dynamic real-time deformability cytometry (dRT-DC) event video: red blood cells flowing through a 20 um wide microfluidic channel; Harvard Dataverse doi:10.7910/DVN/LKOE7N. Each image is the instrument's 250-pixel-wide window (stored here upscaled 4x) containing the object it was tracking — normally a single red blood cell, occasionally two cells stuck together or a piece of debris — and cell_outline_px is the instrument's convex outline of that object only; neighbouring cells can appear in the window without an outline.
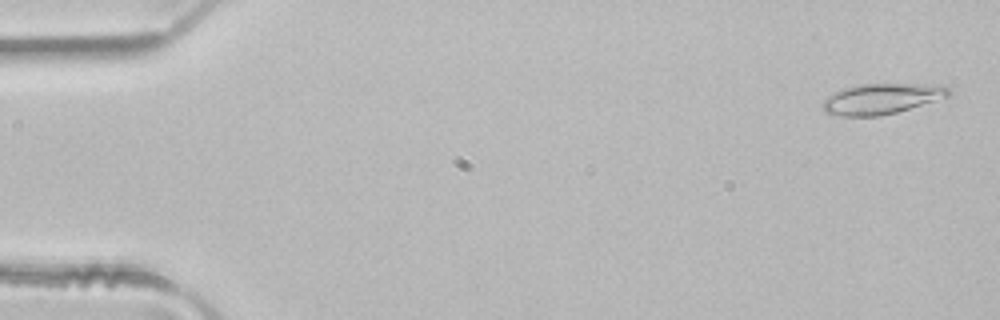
{"species": "common noctule bat (a hibernating species)", "species_latin": "Nyctalus noctula", "temperature_condition": "room temperature", "stored_images_in_passage": 49, "camera_frame_rate_fps": 3000, "um_per_image_px": 0.085, "animal": {"sex": "male", "body_mass_g": 21.5, "forearm_length_mm": 52.0}, "frame": {"image": 1, "passage_image": 2, "time_ms": 0.333, "image_size_px": [1000, 320], "cell_outline_px": [[952, 92], [948, 96], [896, 112], [880, 116], [840, 116], [824, 112], [820, 108], [820, 104], [828, 96], [840, 88], [860, 84], [920, 84], [948, 88]], "centroid_in_image_um": [74.8, 8.4], "position_along_channel_um": 10.2, "area_um2": 22.25}}
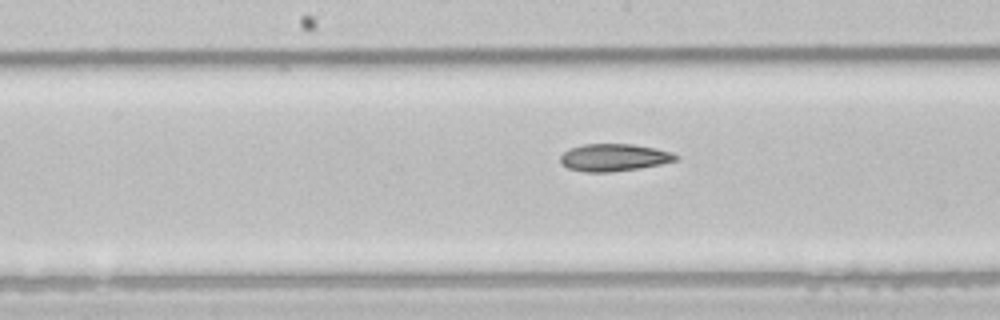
{"frame": {"image": 2, "passage_image": 25, "time_ms": 8.0, "image_size_px": [1000, 320], "cell_outline_px": [[680, 156], [676, 160], [660, 164], [640, 168], [612, 172], [584, 172], [568, 168], [560, 164], [560, 156], [564, 152], [572, 148], [584, 144], [632, 144], [656, 148], [672, 152]], "centroid_in_image_um": [52.19, 13.39], "position_along_channel_um": 196.0, "area_um2": 18.44}}
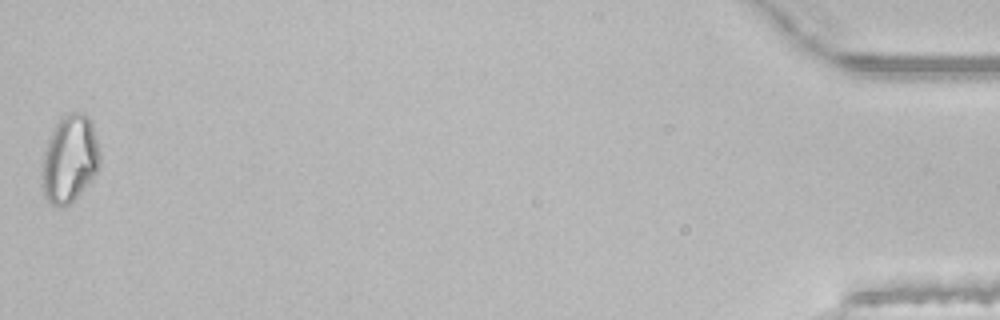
{"frame": {"image": 3, "passage_image": 49, "time_ms": 16.0, "image_size_px": [1000, 320], "cell_outline_px": [[100, 168], [80, 192], [64, 208], [60, 208], [52, 204], [44, 196], [40, 184], [40, 172], [44, 152], [48, 140], [56, 124], [64, 112], [84, 112], [92, 120], [100, 152]], "centroid_in_image_um": [5.9, 13.49], "position_along_channel_um": 429.3, "area_um2": 30.0}, "authors_computed_cell_mechanics": {"area_um2": 20.6346, "velocity_mm_per_s": 4.1467, "shape_relaxation_time_tau1_ms": null, "shape_relaxation_time_tau2_ms": 5.0648, "deformation_change_tau1": null, "deformation_change_tau2": 0.1324}}